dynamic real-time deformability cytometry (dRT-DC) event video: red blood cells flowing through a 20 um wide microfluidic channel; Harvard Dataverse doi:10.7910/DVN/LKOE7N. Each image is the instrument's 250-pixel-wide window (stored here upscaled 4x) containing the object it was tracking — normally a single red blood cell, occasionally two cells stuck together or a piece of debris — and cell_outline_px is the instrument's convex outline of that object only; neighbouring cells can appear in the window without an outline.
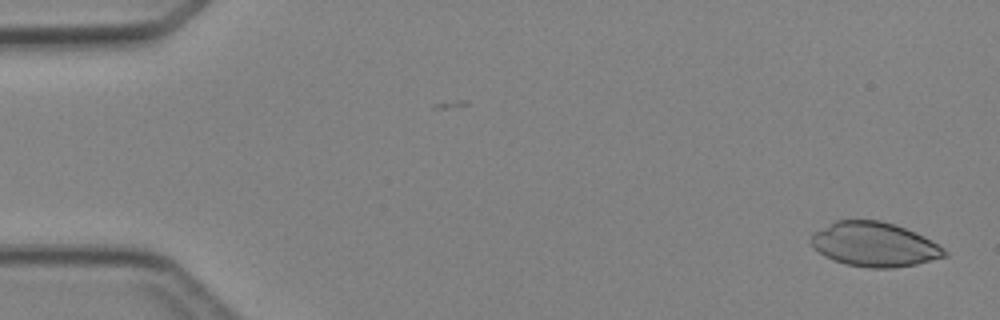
{"species": "Egyptian fruit bat (a non-hibernating species)", "species_latin": "Rousettus aegyptiacus", "temperature_condition": "cold", "stored_images_in_passage": 2, "camera_frame_rate_fps": 3000, "um_per_image_px": 0.085, "animal": {"sex": "female"}, "frame": {"image": 1, "passage_image": 2, "time_ms": 1.0, "image_size_px": [1000, 320], "cell_outline_px": [[948, 256], [916, 264], [892, 268], [868, 268], [848, 264], [824, 256], [808, 240], [816, 232], [836, 220], [880, 220], [904, 228], [924, 236], [944, 248], [948, 252]], "centroid_in_image_um": [74.36, 20.78], "position_along_channel_um": 10.6, "area_um2": 34.1}}